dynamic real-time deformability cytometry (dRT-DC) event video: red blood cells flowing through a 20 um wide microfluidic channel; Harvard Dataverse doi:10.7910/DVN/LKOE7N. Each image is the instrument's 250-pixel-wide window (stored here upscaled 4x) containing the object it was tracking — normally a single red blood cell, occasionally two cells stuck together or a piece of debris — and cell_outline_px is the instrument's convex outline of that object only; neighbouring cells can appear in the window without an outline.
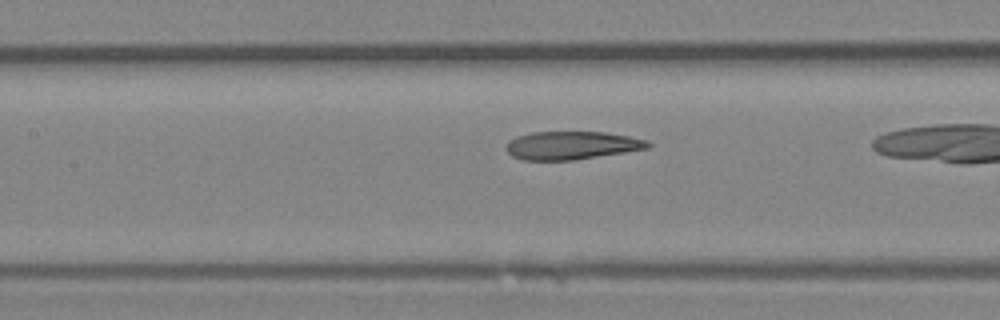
{"species": "Egyptian fruit bat (a non-hibernating species)", "species_latin": "Rousettus aegyptiacus", "temperature_condition": "room temperature", "stored_images_in_passage": 28, "camera_frame_rate_fps": 3000, "um_per_image_px": 0.085, "animal": {"sex": "female"}, "frame": {"image": 1, "passage_image": 13, "time_ms": 4.0, "image_size_px": [1000, 320], "cell_outline_px": [[652, 144], [648, 148], [624, 152], [572, 160], [524, 160], [512, 156], [504, 148], [508, 140], [516, 136], [532, 132], [604, 132], [628, 136], [648, 140]], "centroid_in_image_um": [48.55, 12.35], "position_along_channel_um": 158.8, "area_um2": 23.24}}
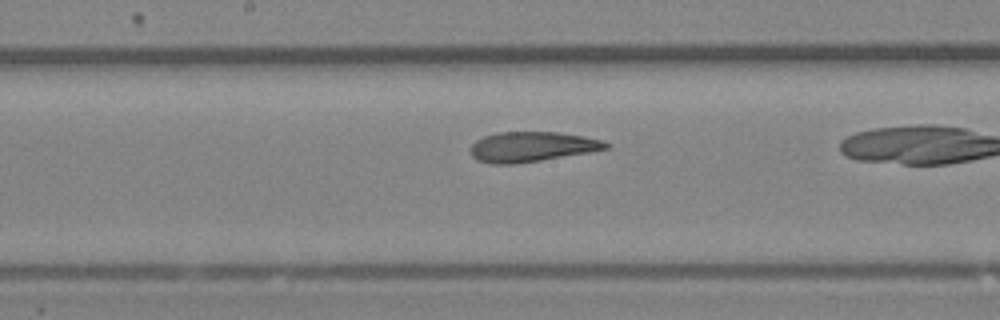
{"frame": {"image": 2, "passage_image": 16, "time_ms": 5.0, "image_size_px": [1000, 320], "cell_outline_px": [[608, 148], [592, 152], [540, 160], [512, 164], [492, 164], [476, 160], [472, 156], [472, 144], [476, 140], [484, 136], [496, 132], [556, 132], [584, 136], [600, 140], [608, 144]], "centroid_in_image_um": [45.18, 12.47], "position_along_channel_um": 203.0, "area_um2": 23.52}}
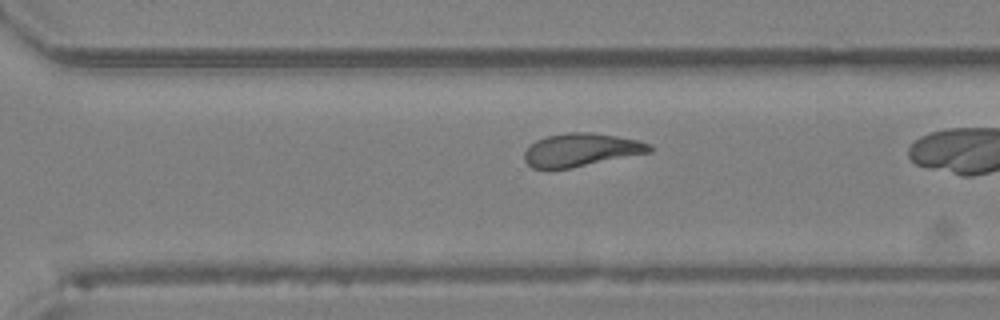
{"frame": {"image": 3, "passage_image": 24, "time_ms": 7.667, "image_size_px": [1000, 320], "cell_outline_px": [[652, 152], [572, 168], [532, 168], [524, 160], [524, 152], [536, 140], [548, 136], [568, 132], [592, 132], [640, 140], [648, 144], [652, 148]], "centroid_in_image_um": [49.41, 12.74], "position_along_channel_um": 321.2, "area_um2": 24.04}}